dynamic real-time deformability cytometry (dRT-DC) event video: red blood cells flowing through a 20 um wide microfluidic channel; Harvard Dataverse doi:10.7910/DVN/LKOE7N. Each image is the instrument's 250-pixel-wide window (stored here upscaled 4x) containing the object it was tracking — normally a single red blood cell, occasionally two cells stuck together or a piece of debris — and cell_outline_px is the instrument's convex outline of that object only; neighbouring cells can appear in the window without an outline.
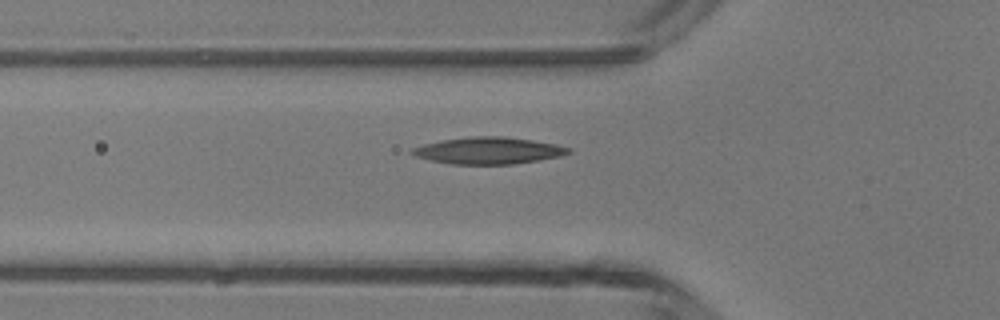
{"species": "common noctule bat (a hibernating species)", "species_latin": "Nyctalus noctula", "temperature_condition": "room temperature", "stored_images_in_passage": 28, "camera_frame_rate_fps": 3000, "um_per_image_px": 0.085, "animal": {"sex": "male", "body_mass_g": 13.3}, "frame": {"image": 1, "passage_image": 2, "time_ms": 0.333, "image_size_px": [1000, 320], "cell_outline_px": [[572, 152], [560, 156], [540, 160], [512, 164], [448, 164], [412, 156], [408, 152], [412, 148], [424, 144], [444, 140], [472, 136], [504, 136], [532, 140], [556, 144], [572, 148]], "centroid_in_image_um": [41.51, 12.8], "position_along_channel_um": 84.3, "area_um2": 24.57}}
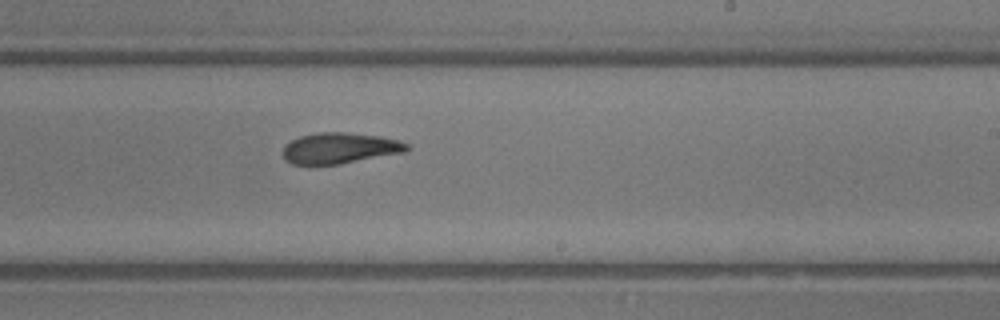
{"frame": {"image": 2, "passage_image": 14, "time_ms": 4.333, "image_size_px": [1000, 320], "cell_outline_px": [[408, 152], [340, 164], [308, 168], [292, 164], [284, 160], [284, 144], [300, 136], [320, 132], [348, 132], [380, 136], [400, 140], [408, 144]], "centroid_in_image_um": [28.85, 12.63], "position_along_channel_um": 260.2, "area_um2": 23.18}}
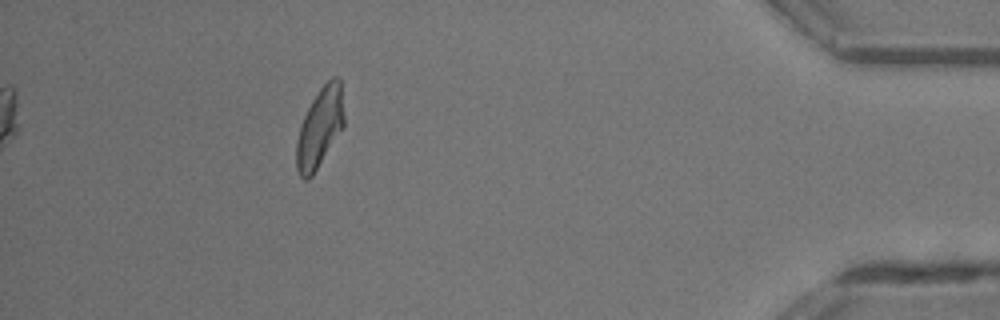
{"frame": {"image": 3, "passage_image": 28, "time_ms": 9.0, "image_size_px": [1000, 320], "cell_outline_px": [[344, 128], [312, 176], [308, 180], [304, 180], [300, 176], [296, 168], [296, 140], [300, 124], [312, 100], [320, 88], [332, 76], [340, 76], [344, 116]], "centroid_in_image_um": [27.19, 10.86], "position_along_channel_um": 408.0, "area_um2": 22.37}, "authors_computed_cell_mechanics": {"area_um2": 22.9755, "velocity_mm_per_s": 4.3832, "shape_relaxation_time_tau1_ms": 10.5802, "shape_relaxation_time_tau2_ms": 5.3535, "deformation_change_tau1": 0.297, "deformation_change_tau2": 0.1492}}